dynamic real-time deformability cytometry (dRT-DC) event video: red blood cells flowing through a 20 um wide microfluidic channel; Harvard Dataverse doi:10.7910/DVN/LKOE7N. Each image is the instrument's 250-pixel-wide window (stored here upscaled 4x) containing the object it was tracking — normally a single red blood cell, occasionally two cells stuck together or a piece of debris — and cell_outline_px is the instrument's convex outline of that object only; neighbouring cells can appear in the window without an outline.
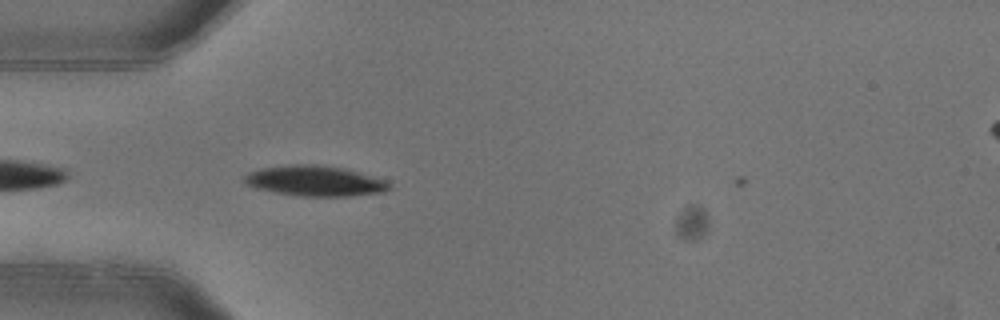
{"species": "common noctule bat (a hibernating species)", "species_latin": "Nyctalus noctula", "temperature_condition": "warm", "stored_images_in_passage": 4, "camera_frame_rate_fps": 3000, "um_per_image_px": 0.085, "animal": {"sex": "female"}, "frame": {"image": 1, "passage_image": 3, "time_ms": 0.667, "image_size_px": [1000, 320], "cell_outline_px": [[388, 188], [380, 192], [348, 196], [300, 196], [252, 188], [244, 184], [244, 176], [248, 172], [260, 168], [292, 164], [324, 164], [348, 168], [388, 180]], "centroid_in_image_um": [26.73, 15.35], "position_along_channel_um": 58.3, "area_um2": 26.01}}